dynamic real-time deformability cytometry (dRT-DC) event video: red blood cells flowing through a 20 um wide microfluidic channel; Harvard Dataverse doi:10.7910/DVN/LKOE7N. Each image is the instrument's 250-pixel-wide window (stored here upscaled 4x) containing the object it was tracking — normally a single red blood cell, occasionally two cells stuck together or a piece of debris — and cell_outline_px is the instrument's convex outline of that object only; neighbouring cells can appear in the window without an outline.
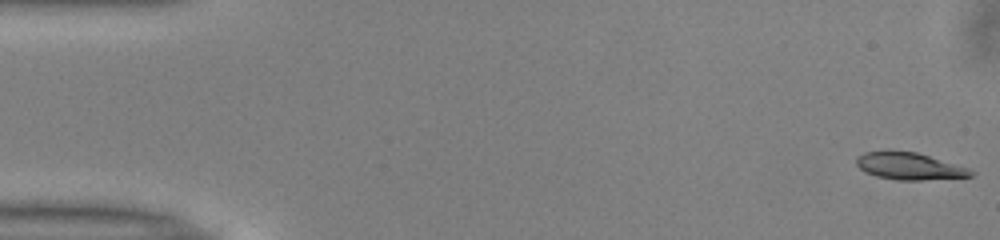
{"species": "common noctule bat (a hibernating species)", "species_latin": "Nyctalus noctula", "temperature_condition": "warm", "stored_images_in_passage": 51, "camera_frame_rate_fps": 3000, "um_per_image_px": 0.085, "animal": {"sex": "male", "body_mass_g": 13.0, "forearm_length_mm": 53.1}, "frame": {"image": 1, "passage_image": 1, "time_ms": 0.0, "image_size_px": [1000, 240], "cell_outline_px": [[976, 172], [972, 176], [924, 180], [896, 180], [876, 176], [864, 172], [856, 164], [856, 156], [864, 152], [916, 152], [968, 168]], "centroid_in_image_um": [77.28, 14.14], "position_along_channel_um": 7.7, "area_um2": 17.74}}
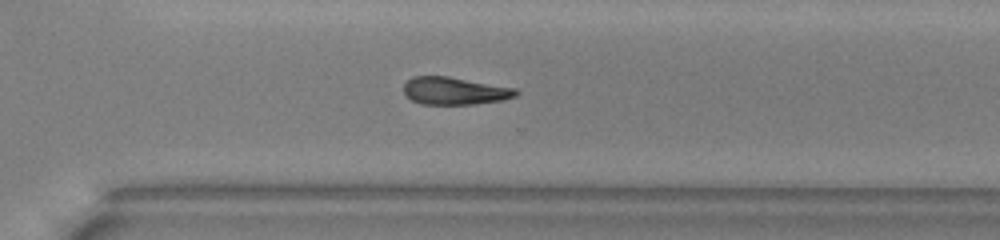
{"frame": {"image": 2, "passage_image": 36, "time_ms": 11.667, "image_size_px": [1000, 240], "cell_outline_px": [[520, 92], [516, 96], [500, 100], [476, 104], [420, 104], [412, 100], [404, 92], [404, 84], [412, 76], [448, 76], [516, 88]], "centroid_in_image_um": [38.65, 7.72], "position_along_channel_um": 331.9, "area_um2": 17.98}}
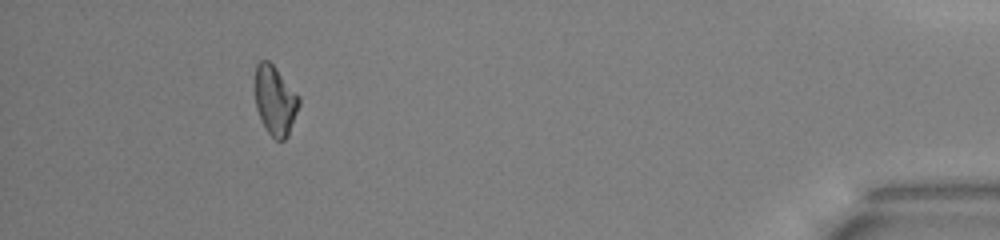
{"frame": {"image": 3, "passage_image": 47, "time_ms": 15.333, "image_size_px": [1000, 240], "cell_outline_px": [[300, 104], [288, 136], [284, 140], [276, 140], [268, 132], [256, 108], [256, 64], [260, 60], [268, 60], [276, 68], [300, 96]], "centroid_in_image_um": [23.41, 8.53], "position_along_channel_um": 411.8, "area_um2": 17.57}, "authors_computed_cell_mechanics": {"area_um2": 18.4382, "velocity_mm_per_s": 3.9937, "shape_relaxation_time_tau1_ms": 3.4156, "shape_relaxation_time_tau2_ms": null, "deformation_change_tau1": 0.1105, "deformation_change_tau2": null}}